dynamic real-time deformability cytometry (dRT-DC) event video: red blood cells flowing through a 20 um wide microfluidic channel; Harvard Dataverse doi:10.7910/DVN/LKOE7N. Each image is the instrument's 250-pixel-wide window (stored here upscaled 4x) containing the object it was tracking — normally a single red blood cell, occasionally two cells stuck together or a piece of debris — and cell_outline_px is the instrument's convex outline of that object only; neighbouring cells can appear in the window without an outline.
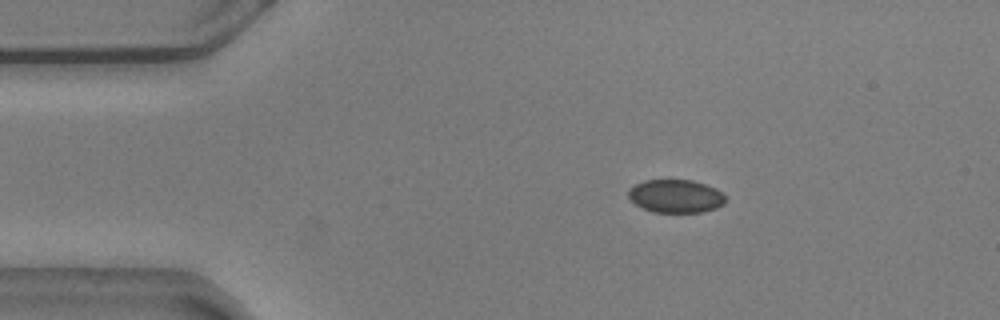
{"species": "common noctule bat (a hibernating species)", "species_latin": "Nyctalus noctula", "temperature_condition": "warm", "stored_images_in_passage": 47, "camera_frame_rate_fps": 3000, "um_per_image_px": 0.085, "animal": {"sex": "male", "body_mass_g": 20.5, "forearm_length_mm": 52.5}, "frame": {"image": 1, "passage_image": 1, "time_ms": 0.0, "image_size_px": [1000, 320], "cell_outline_px": [[724, 204], [716, 208], [700, 212], [652, 212], [636, 204], [628, 196], [628, 188], [644, 180], [692, 180], [716, 188], [724, 196]], "centroid_in_image_um": [57.41, 16.67], "position_along_channel_um": 27.6, "area_um2": 18.61}}
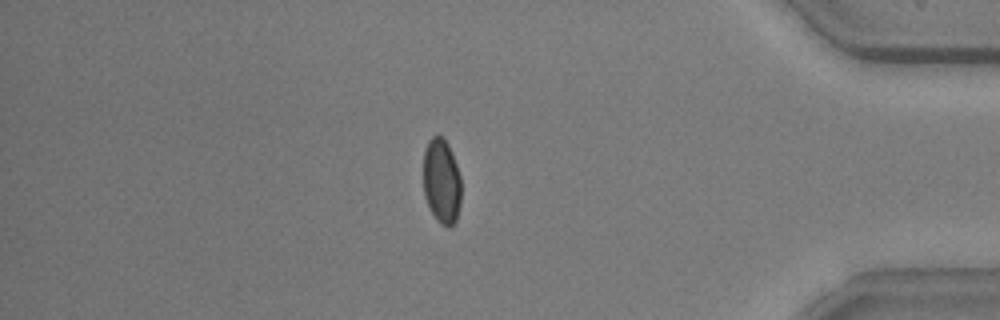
{"frame": {"image": 2, "passage_image": 39, "time_ms": 12.667, "image_size_px": [1000, 320], "cell_outline_px": [[460, 204], [456, 220], [448, 228], [440, 224], [436, 220], [424, 196], [424, 152], [428, 140], [432, 136], [440, 136], [448, 144], [452, 152], [460, 176]], "centroid_in_image_um": [37.53, 15.42], "position_along_channel_um": 397.7, "area_um2": 18.67}}
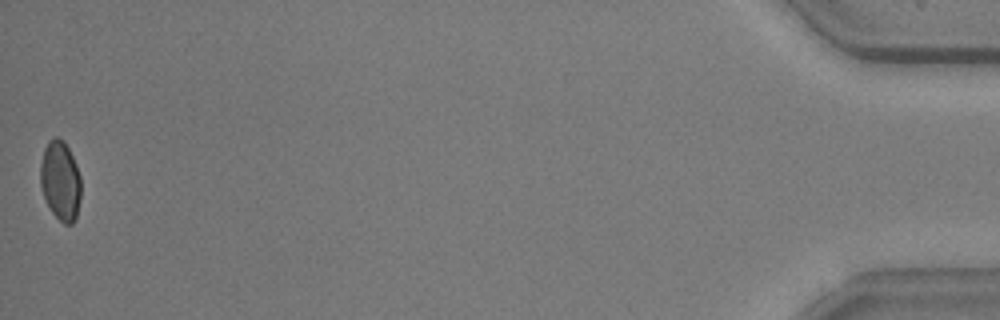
{"frame": {"image": 3, "passage_image": 47, "time_ms": 15.333, "image_size_px": [1000, 320], "cell_outline_px": [[80, 196], [76, 216], [72, 224], [64, 224], [52, 212], [44, 196], [40, 184], [40, 164], [44, 148], [48, 140], [52, 136], [56, 136], [64, 140], [76, 164], [80, 176]], "centroid_in_image_um": [5.12, 15.31], "position_along_channel_um": 430.1, "area_um2": 18.79}, "authors_computed_cell_mechanics": {"area_um2": 19.4208, "velocity_mm_per_s": 3.6181, "shape_relaxation_time_tau1_ms": 5.2732, "shape_relaxation_time_tau2_ms": null, "deformation_change_tau1": 0.0948, "deformation_change_tau2": null}}